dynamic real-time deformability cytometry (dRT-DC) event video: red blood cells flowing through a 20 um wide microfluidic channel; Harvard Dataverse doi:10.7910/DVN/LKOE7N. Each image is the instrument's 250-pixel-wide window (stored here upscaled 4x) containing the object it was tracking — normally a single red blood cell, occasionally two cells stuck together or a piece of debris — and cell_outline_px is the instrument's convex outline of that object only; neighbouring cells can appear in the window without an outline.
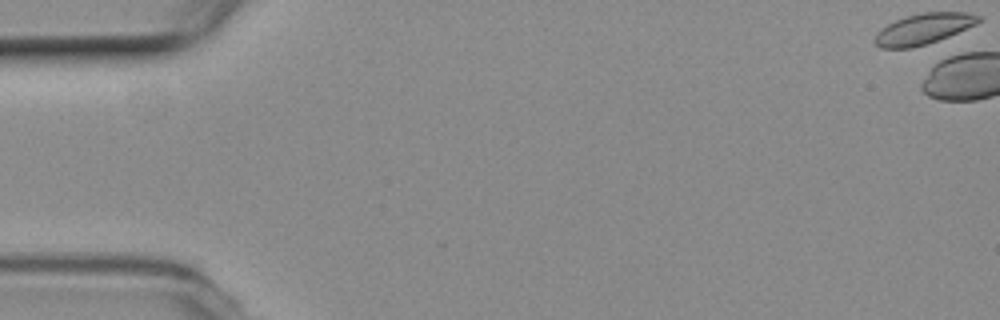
{"species": "common noctule bat (a hibernating species)", "species_latin": "Nyctalus noctula", "temperature_condition": "room temperature", "stored_images_in_passage": 3, "camera_frame_rate_fps": 3000, "um_per_image_px": 0.085, "animal": {"sex": "female", "body_mass_g": 19.3, "forearm_length_mm": 54.1}, "frame": {"image": 1, "passage_image": 1, "time_ms": 0.0, "image_size_px": [1000, 320], "cell_outline_px": [[984, 20], [976, 24], [948, 36], [912, 48], [880, 48], [876, 44], [876, 32], [880, 28], [896, 20], [920, 12], [968, 12], [984, 16]], "centroid_in_image_um": [78.54, 2.43], "position_along_channel_um": 6.5, "area_um2": 18.5}}